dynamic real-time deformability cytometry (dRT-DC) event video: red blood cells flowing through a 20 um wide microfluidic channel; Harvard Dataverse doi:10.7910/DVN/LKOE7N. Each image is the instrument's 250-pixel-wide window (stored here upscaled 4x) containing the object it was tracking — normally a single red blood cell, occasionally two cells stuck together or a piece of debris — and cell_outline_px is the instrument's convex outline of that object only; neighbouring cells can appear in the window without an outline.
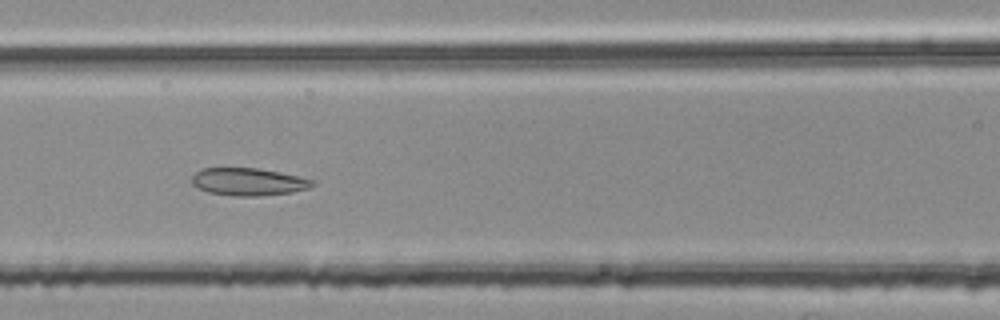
{"species": "common noctule bat (a hibernating species)", "species_latin": "Nyctalus noctula", "temperature_condition": "room temperature", "stored_images_in_passage": 8, "segment_of_instrument_passage": [2, 2], "camera_frame_rate_fps": 3000, "um_per_image_px": 0.085, "animal": {"sex": "female", "body_mass_g": 25.1}, "frame": {"image": 1, "passage_image": 7, "time_ms": 2.0, "image_size_px": [1000, 320], "cell_outline_px": [[316, 184], [308, 188], [292, 192], [260, 196], [236, 196], [208, 192], [192, 184], [192, 176], [196, 172], [204, 168], [260, 168], [316, 180]], "centroid_in_image_um": [21.14, 15.45], "position_along_channel_um": 145.5, "area_um2": 19.31}}
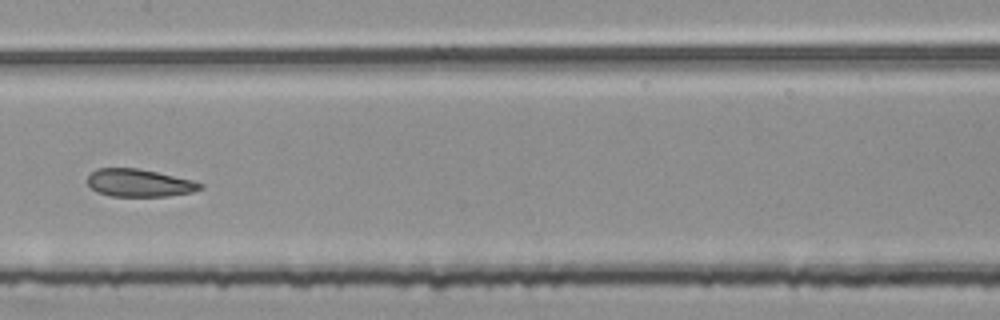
{"frame": {"image": 2, "passage_image": 8, "time_ms": 2.333, "image_size_px": [1000, 320], "cell_outline_px": [[204, 188], [192, 192], [168, 196], [108, 196], [96, 192], [88, 184], [88, 176], [96, 168], [136, 168], [156, 172], [192, 180], [204, 184]], "centroid_in_image_um": [11.83, 15.55], "position_along_channel_um": 195.6, "area_um2": 18.15}}